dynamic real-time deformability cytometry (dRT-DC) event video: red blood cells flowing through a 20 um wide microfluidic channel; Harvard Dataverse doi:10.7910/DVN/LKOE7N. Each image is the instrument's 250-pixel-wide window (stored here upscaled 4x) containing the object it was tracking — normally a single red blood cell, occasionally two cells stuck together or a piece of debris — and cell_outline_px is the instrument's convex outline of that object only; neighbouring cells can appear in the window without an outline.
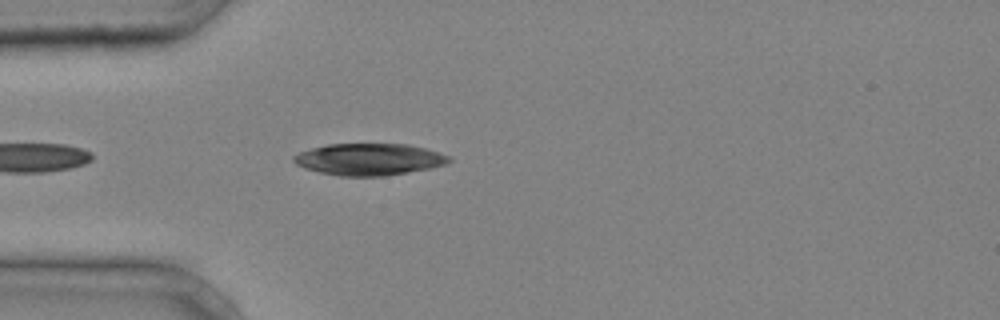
{"species": "common noctule bat (a hibernating species)", "species_latin": "Nyctalus noctula", "temperature_condition": "cold", "stored_images_in_passage": 7, "camera_frame_rate_fps": 3000, "um_per_image_px": 0.085, "animal": {"sex": "male", "body_mass_g": 20.4}, "frame": {"image": 1, "passage_image": 3, "time_ms": 0.667, "image_size_px": [1000, 320], "cell_outline_px": [[452, 160], [444, 164], [428, 168], [384, 176], [340, 176], [320, 172], [304, 168], [296, 164], [292, 160], [292, 156], [300, 152], [312, 148], [328, 144], [408, 144], [424, 148], [448, 156]], "centroid_in_image_um": [31.31, 13.54], "position_along_channel_um": 53.7, "area_um2": 28.44}}